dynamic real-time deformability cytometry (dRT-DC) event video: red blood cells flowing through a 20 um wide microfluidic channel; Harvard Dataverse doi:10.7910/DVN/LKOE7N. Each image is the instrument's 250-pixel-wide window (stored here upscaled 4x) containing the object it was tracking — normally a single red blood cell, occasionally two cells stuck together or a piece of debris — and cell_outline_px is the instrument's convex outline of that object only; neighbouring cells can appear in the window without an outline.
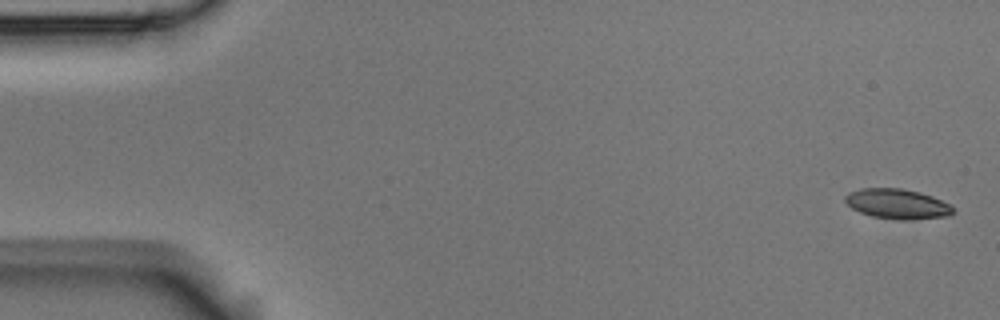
{"species": "Egyptian fruit bat (a non-hibernating species)", "species_latin": "Rousettus aegyptiacus", "temperature_condition": "room temperature", "stored_images_in_passage": 6, "camera_frame_rate_fps": 3000, "um_per_image_px": 0.085, "animal": {"sex": "male"}, "frame": {"image": 1, "passage_image": 1, "time_ms": 0.0, "image_size_px": [1000, 320], "cell_outline_px": [[952, 212], [948, 216], [908, 220], [896, 220], [872, 216], [860, 212], [852, 208], [844, 200], [844, 196], [848, 192], [860, 188], [904, 188], [920, 192], [932, 196], [952, 204]], "centroid_in_image_um": [76.26, 17.32], "position_along_channel_um": 8.7, "area_um2": 19.02}}